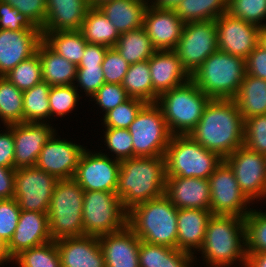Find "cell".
<instances>
[{"label": "cell", "instance_id": "1", "mask_svg": "<svg viewBox=\"0 0 266 267\" xmlns=\"http://www.w3.org/2000/svg\"><path fill=\"white\" fill-rule=\"evenodd\" d=\"M189 135L225 159L244 145V119L233 99H210Z\"/></svg>", "mask_w": 266, "mask_h": 267}, {"label": "cell", "instance_id": "2", "mask_svg": "<svg viewBox=\"0 0 266 267\" xmlns=\"http://www.w3.org/2000/svg\"><path fill=\"white\" fill-rule=\"evenodd\" d=\"M165 156L131 157L120 161L116 194L128 212L134 206L158 198L166 189Z\"/></svg>", "mask_w": 266, "mask_h": 267}, {"label": "cell", "instance_id": "3", "mask_svg": "<svg viewBox=\"0 0 266 267\" xmlns=\"http://www.w3.org/2000/svg\"><path fill=\"white\" fill-rule=\"evenodd\" d=\"M198 251L204 254L210 267H229L238 260L245 267L247 254L244 217L212 215Z\"/></svg>", "mask_w": 266, "mask_h": 267}, {"label": "cell", "instance_id": "4", "mask_svg": "<svg viewBox=\"0 0 266 267\" xmlns=\"http://www.w3.org/2000/svg\"><path fill=\"white\" fill-rule=\"evenodd\" d=\"M177 210L164 194L129 210L127 225L141 241L177 248Z\"/></svg>", "mask_w": 266, "mask_h": 267}, {"label": "cell", "instance_id": "5", "mask_svg": "<svg viewBox=\"0 0 266 267\" xmlns=\"http://www.w3.org/2000/svg\"><path fill=\"white\" fill-rule=\"evenodd\" d=\"M245 75V59L217 50L190 79L210 99H234Z\"/></svg>", "mask_w": 266, "mask_h": 267}, {"label": "cell", "instance_id": "6", "mask_svg": "<svg viewBox=\"0 0 266 267\" xmlns=\"http://www.w3.org/2000/svg\"><path fill=\"white\" fill-rule=\"evenodd\" d=\"M210 98L189 79L162 93L156 101L172 135H189L199 123Z\"/></svg>", "mask_w": 266, "mask_h": 267}, {"label": "cell", "instance_id": "7", "mask_svg": "<svg viewBox=\"0 0 266 267\" xmlns=\"http://www.w3.org/2000/svg\"><path fill=\"white\" fill-rule=\"evenodd\" d=\"M83 199L84 190L74 178L58 179L47 213L52 240L84 236Z\"/></svg>", "mask_w": 266, "mask_h": 267}, {"label": "cell", "instance_id": "8", "mask_svg": "<svg viewBox=\"0 0 266 267\" xmlns=\"http://www.w3.org/2000/svg\"><path fill=\"white\" fill-rule=\"evenodd\" d=\"M223 160L190 135H172L165 153L166 176L209 179Z\"/></svg>", "mask_w": 266, "mask_h": 267}, {"label": "cell", "instance_id": "9", "mask_svg": "<svg viewBox=\"0 0 266 267\" xmlns=\"http://www.w3.org/2000/svg\"><path fill=\"white\" fill-rule=\"evenodd\" d=\"M128 212L116 192L84 191V235L102 236L122 230L127 225Z\"/></svg>", "mask_w": 266, "mask_h": 267}, {"label": "cell", "instance_id": "10", "mask_svg": "<svg viewBox=\"0 0 266 267\" xmlns=\"http://www.w3.org/2000/svg\"><path fill=\"white\" fill-rule=\"evenodd\" d=\"M128 130L133 142V157L165 156L172 134L156 103H146Z\"/></svg>", "mask_w": 266, "mask_h": 267}, {"label": "cell", "instance_id": "11", "mask_svg": "<svg viewBox=\"0 0 266 267\" xmlns=\"http://www.w3.org/2000/svg\"><path fill=\"white\" fill-rule=\"evenodd\" d=\"M217 50V27L215 20H209L184 24L181 37L173 51L191 76Z\"/></svg>", "mask_w": 266, "mask_h": 267}, {"label": "cell", "instance_id": "12", "mask_svg": "<svg viewBox=\"0 0 266 267\" xmlns=\"http://www.w3.org/2000/svg\"><path fill=\"white\" fill-rule=\"evenodd\" d=\"M58 179L37 166L15 169L14 197L22 211L48 213Z\"/></svg>", "mask_w": 266, "mask_h": 267}, {"label": "cell", "instance_id": "13", "mask_svg": "<svg viewBox=\"0 0 266 267\" xmlns=\"http://www.w3.org/2000/svg\"><path fill=\"white\" fill-rule=\"evenodd\" d=\"M210 211L213 215L244 217L251 211L246 210L250 200L239 188L233 170L223 160L209 177Z\"/></svg>", "mask_w": 266, "mask_h": 267}, {"label": "cell", "instance_id": "14", "mask_svg": "<svg viewBox=\"0 0 266 267\" xmlns=\"http://www.w3.org/2000/svg\"><path fill=\"white\" fill-rule=\"evenodd\" d=\"M224 161L235 174L239 188L252 202L266 197L265 155L241 146L227 156Z\"/></svg>", "mask_w": 266, "mask_h": 267}, {"label": "cell", "instance_id": "15", "mask_svg": "<svg viewBox=\"0 0 266 267\" xmlns=\"http://www.w3.org/2000/svg\"><path fill=\"white\" fill-rule=\"evenodd\" d=\"M120 161L112 160L103 153L83 150L74 176L84 191L116 192Z\"/></svg>", "mask_w": 266, "mask_h": 267}, {"label": "cell", "instance_id": "16", "mask_svg": "<svg viewBox=\"0 0 266 267\" xmlns=\"http://www.w3.org/2000/svg\"><path fill=\"white\" fill-rule=\"evenodd\" d=\"M218 50L246 59L258 45L259 26L231 16L228 12L215 20Z\"/></svg>", "mask_w": 266, "mask_h": 267}, {"label": "cell", "instance_id": "17", "mask_svg": "<svg viewBox=\"0 0 266 267\" xmlns=\"http://www.w3.org/2000/svg\"><path fill=\"white\" fill-rule=\"evenodd\" d=\"M6 127L14 137V169L36 166L43 146L55 134L48 123H17Z\"/></svg>", "mask_w": 266, "mask_h": 267}, {"label": "cell", "instance_id": "18", "mask_svg": "<svg viewBox=\"0 0 266 267\" xmlns=\"http://www.w3.org/2000/svg\"><path fill=\"white\" fill-rule=\"evenodd\" d=\"M54 136L43 146L36 166L57 179L74 178L84 147Z\"/></svg>", "mask_w": 266, "mask_h": 267}, {"label": "cell", "instance_id": "19", "mask_svg": "<svg viewBox=\"0 0 266 267\" xmlns=\"http://www.w3.org/2000/svg\"><path fill=\"white\" fill-rule=\"evenodd\" d=\"M184 24L174 9H162L148 4L144 13L143 28L157 51L174 50Z\"/></svg>", "mask_w": 266, "mask_h": 267}, {"label": "cell", "instance_id": "20", "mask_svg": "<svg viewBox=\"0 0 266 267\" xmlns=\"http://www.w3.org/2000/svg\"><path fill=\"white\" fill-rule=\"evenodd\" d=\"M42 40L41 30L0 29V76L35 55Z\"/></svg>", "mask_w": 266, "mask_h": 267}, {"label": "cell", "instance_id": "21", "mask_svg": "<svg viewBox=\"0 0 266 267\" xmlns=\"http://www.w3.org/2000/svg\"><path fill=\"white\" fill-rule=\"evenodd\" d=\"M51 240L47 214L21 210L16 230L7 244L8 259L11 261L20 252Z\"/></svg>", "mask_w": 266, "mask_h": 267}, {"label": "cell", "instance_id": "22", "mask_svg": "<svg viewBox=\"0 0 266 267\" xmlns=\"http://www.w3.org/2000/svg\"><path fill=\"white\" fill-rule=\"evenodd\" d=\"M105 267H140L141 239L126 225L122 230L98 237Z\"/></svg>", "mask_w": 266, "mask_h": 267}, {"label": "cell", "instance_id": "23", "mask_svg": "<svg viewBox=\"0 0 266 267\" xmlns=\"http://www.w3.org/2000/svg\"><path fill=\"white\" fill-rule=\"evenodd\" d=\"M153 86V103L164 92L180 86L190 79L173 50L156 51L149 59Z\"/></svg>", "mask_w": 266, "mask_h": 267}, {"label": "cell", "instance_id": "24", "mask_svg": "<svg viewBox=\"0 0 266 267\" xmlns=\"http://www.w3.org/2000/svg\"><path fill=\"white\" fill-rule=\"evenodd\" d=\"M61 267H105L97 236L65 237L55 240Z\"/></svg>", "mask_w": 266, "mask_h": 267}, {"label": "cell", "instance_id": "25", "mask_svg": "<svg viewBox=\"0 0 266 267\" xmlns=\"http://www.w3.org/2000/svg\"><path fill=\"white\" fill-rule=\"evenodd\" d=\"M165 195L178 209L210 210L209 179L166 177Z\"/></svg>", "mask_w": 266, "mask_h": 267}, {"label": "cell", "instance_id": "26", "mask_svg": "<svg viewBox=\"0 0 266 267\" xmlns=\"http://www.w3.org/2000/svg\"><path fill=\"white\" fill-rule=\"evenodd\" d=\"M89 8L87 0H46L42 33L80 30Z\"/></svg>", "mask_w": 266, "mask_h": 267}, {"label": "cell", "instance_id": "27", "mask_svg": "<svg viewBox=\"0 0 266 267\" xmlns=\"http://www.w3.org/2000/svg\"><path fill=\"white\" fill-rule=\"evenodd\" d=\"M210 210L185 208L177 210V249L194 254L201 249L207 223L212 217ZM193 248V249H192Z\"/></svg>", "mask_w": 266, "mask_h": 267}, {"label": "cell", "instance_id": "28", "mask_svg": "<svg viewBox=\"0 0 266 267\" xmlns=\"http://www.w3.org/2000/svg\"><path fill=\"white\" fill-rule=\"evenodd\" d=\"M148 4L141 0H111L98 8L120 33L143 27L144 13Z\"/></svg>", "mask_w": 266, "mask_h": 267}, {"label": "cell", "instance_id": "29", "mask_svg": "<svg viewBox=\"0 0 266 267\" xmlns=\"http://www.w3.org/2000/svg\"><path fill=\"white\" fill-rule=\"evenodd\" d=\"M41 61L42 80L50 86L72 85L76 82L77 66L53 51L43 40L37 52Z\"/></svg>", "mask_w": 266, "mask_h": 267}, {"label": "cell", "instance_id": "30", "mask_svg": "<svg viewBox=\"0 0 266 267\" xmlns=\"http://www.w3.org/2000/svg\"><path fill=\"white\" fill-rule=\"evenodd\" d=\"M233 100L244 120L266 114V80L246 74Z\"/></svg>", "mask_w": 266, "mask_h": 267}, {"label": "cell", "instance_id": "31", "mask_svg": "<svg viewBox=\"0 0 266 267\" xmlns=\"http://www.w3.org/2000/svg\"><path fill=\"white\" fill-rule=\"evenodd\" d=\"M194 255L164 245L144 241L139 246L140 267H191Z\"/></svg>", "mask_w": 266, "mask_h": 267}, {"label": "cell", "instance_id": "32", "mask_svg": "<svg viewBox=\"0 0 266 267\" xmlns=\"http://www.w3.org/2000/svg\"><path fill=\"white\" fill-rule=\"evenodd\" d=\"M79 31L87 43L107 47H114L120 36V33L115 29L110 20L96 7H90L87 10Z\"/></svg>", "mask_w": 266, "mask_h": 267}, {"label": "cell", "instance_id": "33", "mask_svg": "<svg viewBox=\"0 0 266 267\" xmlns=\"http://www.w3.org/2000/svg\"><path fill=\"white\" fill-rule=\"evenodd\" d=\"M174 11L185 24L216 20L228 12V0H181Z\"/></svg>", "mask_w": 266, "mask_h": 267}, {"label": "cell", "instance_id": "34", "mask_svg": "<svg viewBox=\"0 0 266 267\" xmlns=\"http://www.w3.org/2000/svg\"><path fill=\"white\" fill-rule=\"evenodd\" d=\"M43 41L57 54L76 66L84 54L87 41L78 31H54L42 33Z\"/></svg>", "mask_w": 266, "mask_h": 267}, {"label": "cell", "instance_id": "35", "mask_svg": "<svg viewBox=\"0 0 266 267\" xmlns=\"http://www.w3.org/2000/svg\"><path fill=\"white\" fill-rule=\"evenodd\" d=\"M114 48L130 65L148 60L157 51L143 27L120 34Z\"/></svg>", "mask_w": 266, "mask_h": 267}, {"label": "cell", "instance_id": "36", "mask_svg": "<svg viewBox=\"0 0 266 267\" xmlns=\"http://www.w3.org/2000/svg\"><path fill=\"white\" fill-rule=\"evenodd\" d=\"M121 85L129 97L153 103V86L148 60L129 65Z\"/></svg>", "mask_w": 266, "mask_h": 267}, {"label": "cell", "instance_id": "37", "mask_svg": "<svg viewBox=\"0 0 266 267\" xmlns=\"http://www.w3.org/2000/svg\"><path fill=\"white\" fill-rule=\"evenodd\" d=\"M50 87L41 81L23 92L24 123H44L43 119L50 118Z\"/></svg>", "mask_w": 266, "mask_h": 267}, {"label": "cell", "instance_id": "38", "mask_svg": "<svg viewBox=\"0 0 266 267\" xmlns=\"http://www.w3.org/2000/svg\"><path fill=\"white\" fill-rule=\"evenodd\" d=\"M0 118L4 125L24 123L23 92L0 76Z\"/></svg>", "mask_w": 266, "mask_h": 267}, {"label": "cell", "instance_id": "39", "mask_svg": "<svg viewBox=\"0 0 266 267\" xmlns=\"http://www.w3.org/2000/svg\"><path fill=\"white\" fill-rule=\"evenodd\" d=\"M12 261H16L19 267H61V259L54 240L26 249Z\"/></svg>", "mask_w": 266, "mask_h": 267}, {"label": "cell", "instance_id": "40", "mask_svg": "<svg viewBox=\"0 0 266 267\" xmlns=\"http://www.w3.org/2000/svg\"><path fill=\"white\" fill-rule=\"evenodd\" d=\"M15 87L22 92L29 90L42 80V67L39 55L20 62L16 67L4 75Z\"/></svg>", "mask_w": 266, "mask_h": 267}, {"label": "cell", "instance_id": "41", "mask_svg": "<svg viewBox=\"0 0 266 267\" xmlns=\"http://www.w3.org/2000/svg\"><path fill=\"white\" fill-rule=\"evenodd\" d=\"M244 219L246 254L266 252V213L252 209Z\"/></svg>", "mask_w": 266, "mask_h": 267}, {"label": "cell", "instance_id": "42", "mask_svg": "<svg viewBox=\"0 0 266 267\" xmlns=\"http://www.w3.org/2000/svg\"><path fill=\"white\" fill-rule=\"evenodd\" d=\"M145 104L146 102L142 99L129 97L125 102L104 114V125L107 128L128 129Z\"/></svg>", "mask_w": 266, "mask_h": 267}, {"label": "cell", "instance_id": "43", "mask_svg": "<svg viewBox=\"0 0 266 267\" xmlns=\"http://www.w3.org/2000/svg\"><path fill=\"white\" fill-rule=\"evenodd\" d=\"M228 13L259 27L266 25L262 24L266 19V0H228Z\"/></svg>", "mask_w": 266, "mask_h": 267}, {"label": "cell", "instance_id": "44", "mask_svg": "<svg viewBox=\"0 0 266 267\" xmlns=\"http://www.w3.org/2000/svg\"><path fill=\"white\" fill-rule=\"evenodd\" d=\"M75 84L51 86L49 92L50 116H64L74 110L79 98Z\"/></svg>", "mask_w": 266, "mask_h": 267}, {"label": "cell", "instance_id": "45", "mask_svg": "<svg viewBox=\"0 0 266 267\" xmlns=\"http://www.w3.org/2000/svg\"><path fill=\"white\" fill-rule=\"evenodd\" d=\"M244 146L266 155V114L244 120Z\"/></svg>", "mask_w": 266, "mask_h": 267}, {"label": "cell", "instance_id": "46", "mask_svg": "<svg viewBox=\"0 0 266 267\" xmlns=\"http://www.w3.org/2000/svg\"><path fill=\"white\" fill-rule=\"evenodd\" d=\"M104 137L110 151L116 154V160L133 157V142L128 129L106 128Z\"/></svg>", "mask_w": 266, "mask_h": 267}, {"label": "cell", "instance_id": "47", "mask_svg": "<svg viewBox=\"0 0 266 267\" xmlns=\"http://www.w3.org/2000/svg\"><path fill=\"white\" fill-rule=\"evenodd\" d=\"M129 65L114 47H109L102 62L105 83L122 84Z\"/></svg>", "mask_w": 266, "mask_h": 267}, {"label": "cell", "instance_id": "48", "mask_svg": "<svg viewBox=\"0 0 266 267\" xmlns=\"http://www.w3.org/2000/svg\"><path fill=\"white\" fill-rule=\"evenodd\" d=\"M21 209L15 198L0 200V237L8 244L16 230Z\"/></svg>", "mask_w": 266, "mask_h": 267}, {"label": "cell", "instance_id": "49", "mask_svg": "<svg viewBox=\"0 0 266 267\" xmlns=\"http://www.w3.org/2000/svg\"><path fill=\"white\" fill-rule=\"evenodd\" d=\"M105 114L125 102L129 96L121 84L104 83L92 96Z\"/></svg>", "mask_w": 266, "mask_h": 267}, {"label": "cell", "instance_id": "50", "mask_svg": "<svg viewBox=\"0 0 266 267\" xmlns=\"http://www.w3.org/2000/svg\"><path fill=\"white\" fill-rule=\"evenodd\" d=\"M0 29L2 30H40L35 27L29 19L17 8L0 0Z\"/></svg>", "mask_w": 266, "mask_h": 267}, {"label": "cell", "instance_id": "51", "mask_svg": "<svg viewBox=\"0 0 266 267\" xmlns=\"http://www.w3.org/2000/svg\"><path fill=\"white\" fill-rule=\"evenodd\" d=\"M17 8L29 21L40 30L46 18V0H2Z\"/></svg>", "mask_w": 266, "mask_h": 267}, {"label": "cell", "instance_id": "52", "mask_svg": "<svg viewBox=\"0 0 266 267\" xmlns=\"http://www.w3.org/2000/svg\"><path fill=\"white\" fill-rule=\"evenodd\" d=\"M77 87H82L86 95L93 96L105 83L102 66L77 67Z\"/></svg>", "mask_w": 266, "mask_h": 267}, {"label": "cell", "instance_id": "53", "mask_svg": "<svg viewBox=\"0 0 266 267\" xmlns=\"http://www.w3.org/2000/svg\"><path fill=\"white\" fill-rule=\"evenodd\" d=\"M246 74L266 80V50L257 45L245 59Z\"/></svg>", "mask_w": 266, "mask_h": 267}, {"label": "cell", "instance_id": "54", "mask_svg": "<svg viewBox=\"0 0 266 267\" xmlns=\"http://www.w3.org/2000/svg\"><path fill=\"white\" fill-rule=\"evenodd\" d=\"M7 128L6 133H0V166L14 168V137L12 130Z\"/></svg>", "mask_w": 266, "mask_h": 267}, {"label": "cell", "instance_id": "55", "mask_svg": "<svg viewBox=\"0 0 266 267\" xmlns=\"http://www.w3.org/2000/svg\"><path fill=\"white\" fill-rule=\"evenodd\" d=\"M108 48L103 45L87 43L82 59L77 67L102 66Z\"/></svg>", "mask_w": 266, "mask_h": 267}, {"label": "cell", "instance_id": "56", "mask_svg": "<svg viewBox=\"0 0 266 267\" xmlns=\"http://www.w3.org/2000/svg\"><path fill=\"white\" fill-rule=\"evenodd\" d=\"M15 191V169L0 166V200L12 199Z\"/></svg>", "mask_w": 266, "mask_h": 267}, {"label": "cell", "instance_id": "57", "mask_svg": "<svg viewBox=\"0 0 266 267\" xmlns=\"http://www.w3.org/2000/svg\"><path fill=\"white\" fill-rule=\"evenodd\" d=\"M245 267H266V252L247 254Z\"/></svg>", "mask_w": 266, "mask_h": 267}, {"label": "cell", "instance_id": "58", "mask_svg": "<svg viewBox=\"0 0 266 267\" xmlns=\"http://www.w3.org/2000/svg\"><path fill=\"white\" fill-rule=\"evenodd\" d=\"M154 1V0H153ZM181 0H155L152 4L154 7L162 9H174Z\"/></svg>", "mask_w": 266, "mask_h": 267}, {"label": "cell", "instance_id": "59", "mask_svg": "<svg viewBox=\"0 0 266 267\" xmlns=\"http://www.w3.org/2000/svg\"><path fill=\"white\" fill-rule=\"evenodd\" d=\"M7 243L0 237V265L4 262H10L6 253Z\"/></svg>", "mask_w": 266, "mask_h": 267}, {"label": "cell", "instance_id": "60", "mask_svg": "<svg viewBox=\"0 0 266 267\" xmlns=\"http://www.w3.org/2000/svg\"><path fill=\"white\" fill-rule=\"evenodd\" d=\"M258 45L266 50V25L259 27Z\"/></svg>", "mask_w": 266, "mask_h": 267}, {"label": "cell", "instance_id": "61", "mask_svg": "<svg viewBox=\"0 0 266 267\" xmlns=\"http://www.w3.org/2000/svg\"><path fill=\"white\" fill-rule=\"evenodd\" d=\"M108 1H111V0H88V3L90 7L98 8L101 4L108 2Z\"/></svg>", "mask_w": 266, "mask_h": 267}, {"label": "cell", "instance_id": "62", "mask_svg": "<svg viewBox=\"0 0 266 267\" xmlns=\"http://www.w3.org/2000/svg\"><path fill=\"white\" fill-rule=\"evenodd\" d=\"M141 1H143V2H145V3H147V4H149V3H148V0H147V1H146V0H141Z\"/></svg>", "mask_w": 266, "mask_h": 267}]
</instances>
